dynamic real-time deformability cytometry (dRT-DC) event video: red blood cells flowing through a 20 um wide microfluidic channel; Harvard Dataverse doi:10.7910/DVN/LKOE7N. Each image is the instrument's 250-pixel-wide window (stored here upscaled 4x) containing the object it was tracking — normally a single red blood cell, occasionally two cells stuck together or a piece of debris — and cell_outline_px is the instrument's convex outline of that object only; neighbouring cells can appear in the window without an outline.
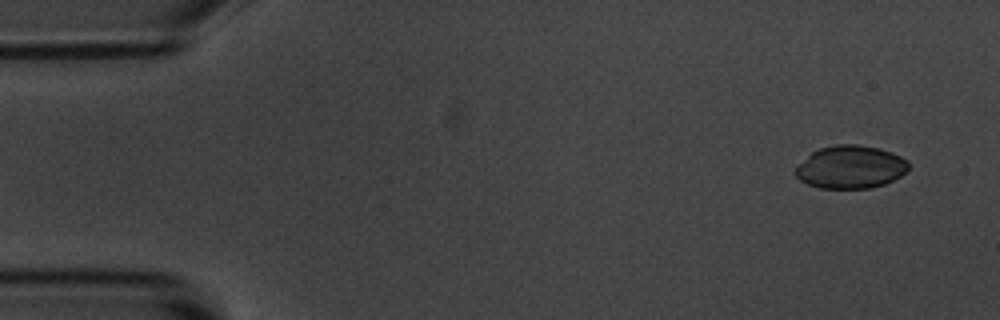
{"species": "common noctule bat (a hibernating species)", "species_latin": "Nyctalus noctula", "temperature_condition": "room temperature", "stored_images_in_passage": 6, "camera_frame_rate_fps": 3000, "um_per_image_px": 0.085, "animal": {"sex": "male", "body_mass_g": 20.1, "forearm_length_mm": 53.5}, "frame": {"image": 1, "passage_image": 1, "time_ms": 0.0, "image_size_px": [1000, 320], "cell_outline_px": [[908, 172], [884, 184], [868, 188], [820, 188], [808, 184], [800, 180], [792, 172], [812, 152], [820, 148], [836, 144], [856, 144], [880, 148], [892, 152], [908, 160]], "centroid_in_image_um": [72.31, 14.19], "position_along_channel_um": 12.7, "area_um2": 28.26}}
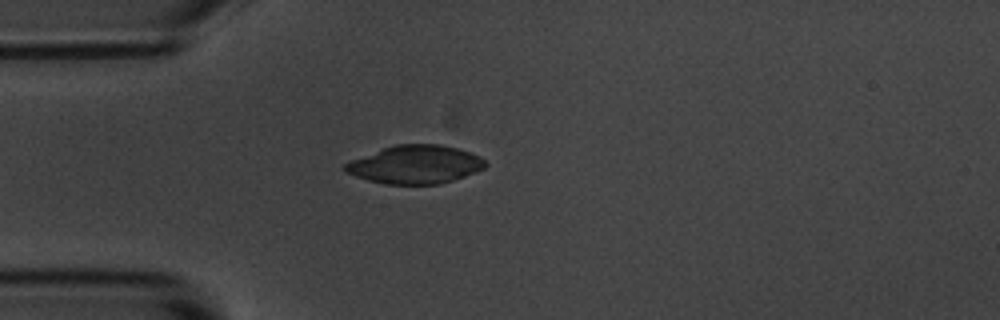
{"frame": {"image": 2, "passage_image": 4, "time_ms": 3.667, "image_size_px": [1000, 320], "cell_outline_px": [[488, 164], [484, 168], [476, 172], [440, 184], [388, 184], [368, 180], [344, 172], [344, 164], [352, 160], [384, 148], [396, 144], [440, 144], [456, 148], [480, 156]], "centroid_in_image_um": [35.31, 13.99], "position_along_channel_um": 49.7, "area_um2": 30.98}}